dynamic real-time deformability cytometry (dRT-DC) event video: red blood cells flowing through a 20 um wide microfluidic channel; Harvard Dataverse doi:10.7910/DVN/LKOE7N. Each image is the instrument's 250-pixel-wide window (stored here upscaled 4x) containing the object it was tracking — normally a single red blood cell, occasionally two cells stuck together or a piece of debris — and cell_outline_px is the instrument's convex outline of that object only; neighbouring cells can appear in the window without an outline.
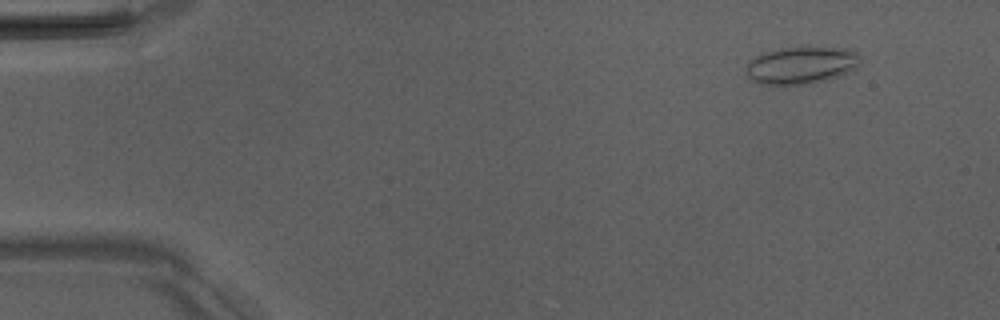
{"species": "Egyptian fruit bat (a non-hibernating species)", "species_latin": "Rousettus aegyptiacus", "temperature_condition": "room temperature", "stored_images_in_passage": 5, "camera_frame_rate_fps": 3000, "um_per_image_px": 0.085, "animal": {"sex": "male"}, "frame": {"image": 1, "passage_image": 2, "time_ms": 1.333, "image_size_px": [1000, 320], "cell_outline_px": [[860, 60], [856, 68], [836, 76], [824, 80], [808, 84], [760, 84], [752, 80], [748, 76], [748, 64], [756, 56], [764, 52], [780, 48], [848, 48], [856, 52], [860, 56]], "centroid_in_image_um": [68.12, 5.54], "position_along_channel_um": 16.9, "area_um2": 24.22}}